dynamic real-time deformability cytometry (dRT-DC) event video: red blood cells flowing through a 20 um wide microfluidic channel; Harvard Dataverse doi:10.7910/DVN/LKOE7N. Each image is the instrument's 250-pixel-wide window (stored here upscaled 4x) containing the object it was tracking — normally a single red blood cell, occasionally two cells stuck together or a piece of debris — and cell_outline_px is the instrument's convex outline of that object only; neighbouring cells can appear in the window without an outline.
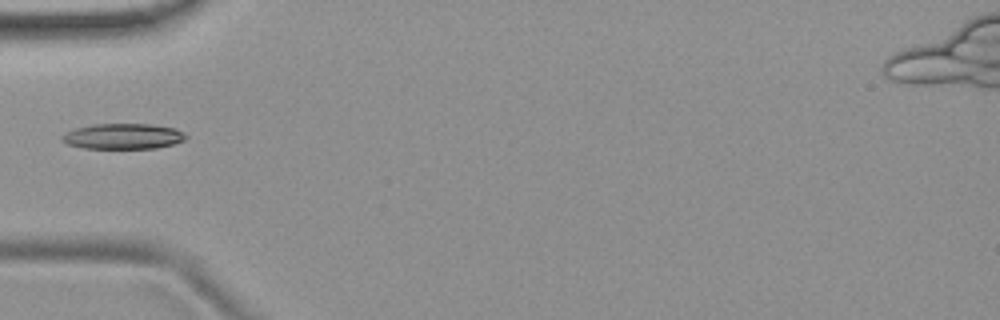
{"species": "common noctule bat (a hibernating species)", "species_latin": "Nyctalus noctula", "temperature_condition": "room temperature", "stored_images_in_passage": 6, "camera_frame_rate_fps": 3000, "um_per_image_px": 0.085, "animal": {"sex": "female", "body_mass_g": 19.9}, "frame": {"image": 1, "passage_image": 5, "time_ms": 5.0, "image_size_px": [1000, 320], "cell_outline_px": [[188, 136], [184, 140], [172, 144], [156, 148], [84, 148], [68, 144], [60, 140], [60, 136], [64, 132], [76, 128], [92, 124], [152, 124], [176, 128], [184, 132]], "centroid_in_image_um": [10.45, 11.57], "position_along_channel_um": 74.6, "area_um2": 18.55}}
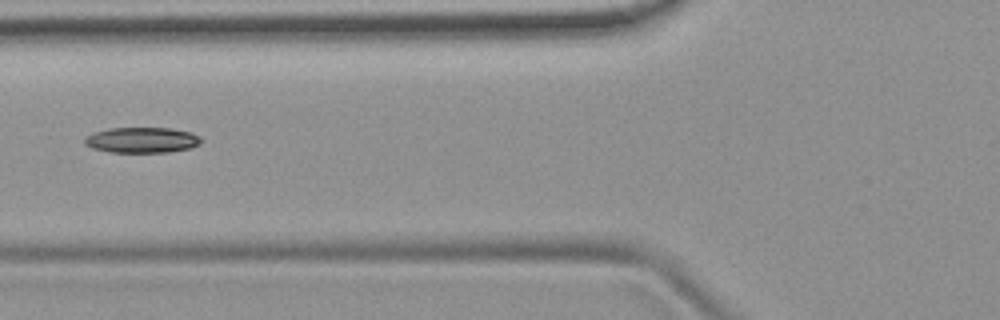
{"frame": {"image": 2, "passage_image": 6, "time_ms": 6.0, "image_size_px": [1000, 320], "cell_outline_px": [[204, 140], [200, 144], [192, 148], [168, 152], [108, 152], [92, 148], [84, 144], [84, 140], [92, 132], [108, 128], [168, 128], [192, 132], [200, 136]], "centroid_in_image_um": [12.09, 11.9], "position_along_channel_um": 113.7, "area_um2": 17.57}}